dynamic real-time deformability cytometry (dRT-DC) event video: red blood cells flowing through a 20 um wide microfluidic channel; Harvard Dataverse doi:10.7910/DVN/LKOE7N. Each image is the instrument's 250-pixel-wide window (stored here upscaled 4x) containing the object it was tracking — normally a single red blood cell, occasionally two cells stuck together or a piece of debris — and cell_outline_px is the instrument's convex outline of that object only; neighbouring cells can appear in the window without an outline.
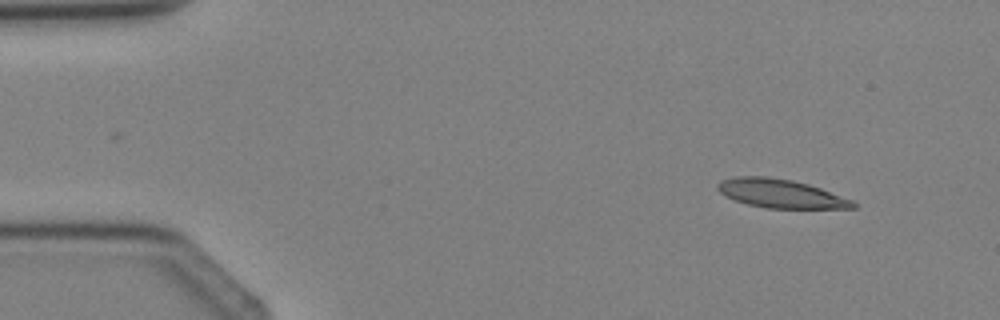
{"species": "Egyptian fruit bat (a non-hibernating species)", "species_latin": "Rousettus aegyptiacus", "temperature_condition": "cold", "stored_images_in_passage": 4, "camera_frame_rate_fps": 3000, "um_per_image_px": 0.085, "animal": {"sex": "female"}, "frame": {"image": 1, "passage_image": 2, "time_ms": 1.0, "image_size_px": [1000, 320], "cell_outline_px": [[856, 208], [768, 208], [748, 204], [736, 200], [720, 192], [716, 188], [716, 184], [720, 180], [736, 176], [768, 176], [792, 180], [808, 184], [820, 188], [852, 200], [856, 204]], "centroid_in_image_um": [66.33, 16.44], "position_along_channel_um": 18.7, "area_um2": 22.43}}
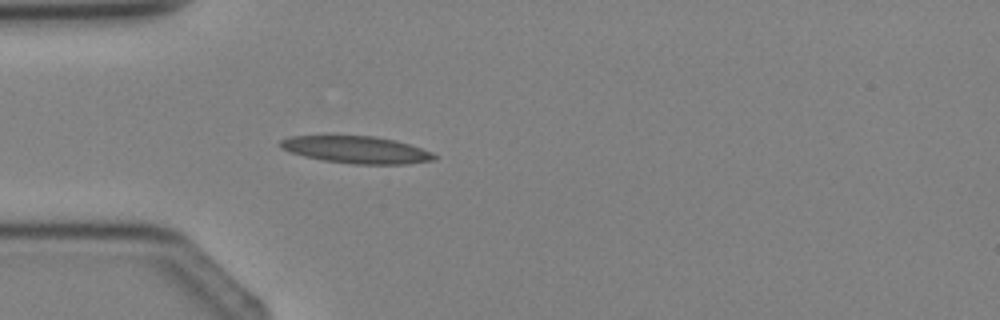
{"frame": {"image": 2, "passage_image": 4, "time_ms": 3.333, "image_size_px": [1000, 320], "cell_outline_px": [[436, 160], [404, 164], [352, 164], [324, 160], [304, 156], [280, 148], [280, 140], [288, 136], [376, 136], [396, 140], [432, 152], [436, 156]], "centroid_in_image_um": [30.3, 12.73], "position_along_channel_um": 54.7, "area_um2": 24.22}}